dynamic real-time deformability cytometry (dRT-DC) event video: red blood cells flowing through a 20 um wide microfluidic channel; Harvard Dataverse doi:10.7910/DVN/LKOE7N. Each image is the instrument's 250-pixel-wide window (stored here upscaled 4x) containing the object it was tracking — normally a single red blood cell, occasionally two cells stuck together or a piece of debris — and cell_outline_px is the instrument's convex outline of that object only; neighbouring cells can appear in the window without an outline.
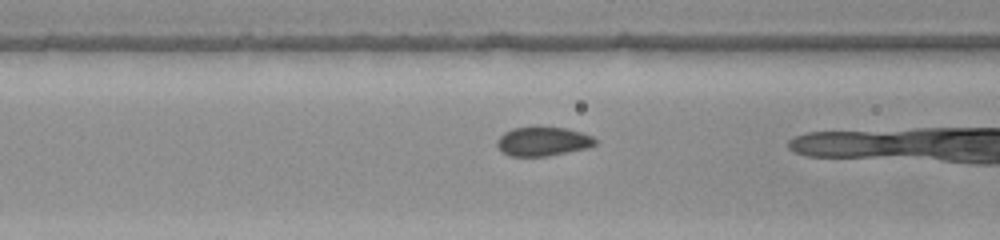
{"species": "common noctule bat (a hibernating species)", "species_latin": "Nyctalus noctula", "temperature_condition": "warm", "stored_images_in_passage": 17, "camera_frame_rate_fps": 3000, "um_per_image_px": 0.085, "animal": {"sex": "female", "body_mass_g": 22.0, "forearm_length_mm": 56.7}, "frame": {"image": 1, "passage_image": 16, "time_ms": 5.0, "image_size_px": [1000, 240], "cell_outline_px": [[596, 144], [584, 148], [548, 156], [508, 156], [496, 144], [496, 140], [504, 132], [512, 128], [536, 124], [568, 128], [592, 136], [596, 140]], "centroid_in_image_um": [46.1, 11.97], "position_along_channel_um": 120.5, "area_um2": 17.05}}